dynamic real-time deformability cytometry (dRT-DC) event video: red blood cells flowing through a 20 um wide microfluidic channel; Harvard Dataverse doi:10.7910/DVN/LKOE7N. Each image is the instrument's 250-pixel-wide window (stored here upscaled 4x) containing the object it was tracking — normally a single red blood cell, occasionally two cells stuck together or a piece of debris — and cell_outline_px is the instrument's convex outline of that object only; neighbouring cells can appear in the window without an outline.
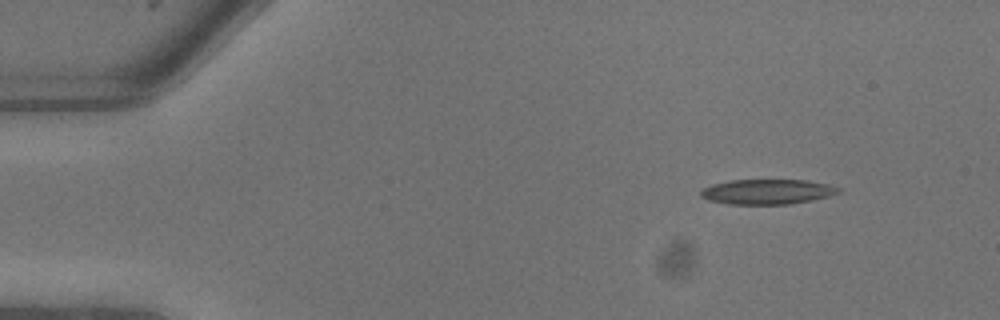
{"species": "common noctule bat (a hibernating species)", "species_latin": "Nyctalus noctula", "temperature_condition": "warm", "stored_images_in_passage": 8, "camera_frame_rate_fps": 3000, "um_per_image_px": 0.085, "animal": {"sex": "male", "body_mass_g": 13.3}, "frame": {"image": 1, "passage_image": 1, "time_ms": 0.0, "image_size_px": [1000, 320], "cell_outline_px": [[840, 192], [828, 196], [812, 200], [788, 204], [728, 204], [708, 200], [700, 196], [700, 192], [704, 188], [712, 184], [732, 180], [804, 180], [828, 184], [840, 188]], "centroid_in_image_um": [65.2, 16.3], "position_along_channel_um": 19.8, "area_um2": 19.94}}
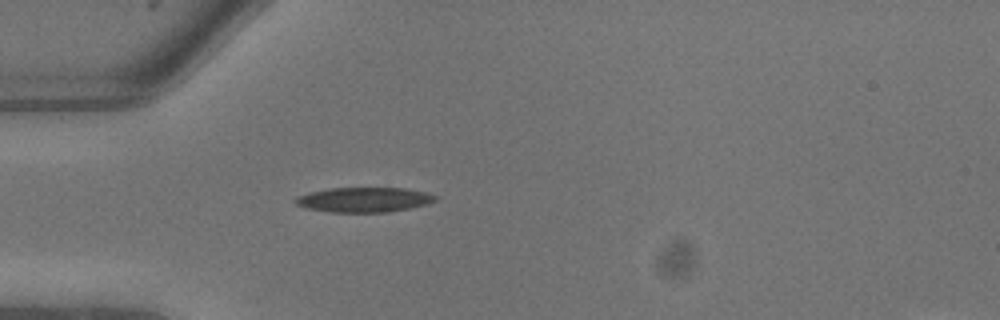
{"frame": {"image": 2, "passage_image": 5, "time_ms": 1.333, "image_size_px": [1000, 320], "cell_outline_px": [[436, 200], [428, 204], [388, 212], [328, 212], [304, 208], [296, 204], [292, 200], [296, 196], [308, 192], [328, 188], [404, 188], [424, 192], [436, 196]], "centroid_in_image_um": [30.85, 16.97], "position_along_channel_um": 54.1, "area_um2": 20.35}}
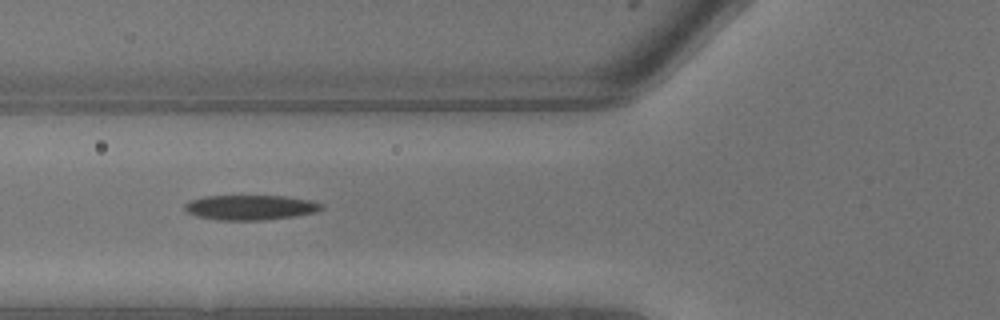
{"frame": {"image": 3, "passage_image": 7, "time_ms": 2.0, "image_size_px": [1000, 320], "cell_outline_px": [[324, 208], [316, 212], [292, 216], [264, 220], [216, 220], [196, 216], [184, 212], [184, 204], [188, 200], [204, 196], [284, 196], [312, 200], [324, 204]], "centroid_in_image_um": [21.24, 17.63], "position_along_channel_um": 104.6, "area_um2": 20.11}}